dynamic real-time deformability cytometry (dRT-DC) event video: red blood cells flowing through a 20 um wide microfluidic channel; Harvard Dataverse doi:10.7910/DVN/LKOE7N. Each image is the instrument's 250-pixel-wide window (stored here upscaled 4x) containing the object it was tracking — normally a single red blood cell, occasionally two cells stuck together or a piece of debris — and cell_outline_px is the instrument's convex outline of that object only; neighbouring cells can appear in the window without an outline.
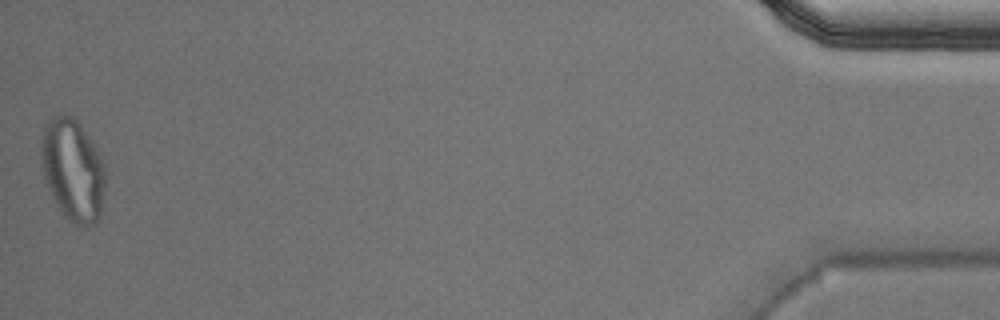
{"species": "Egyptian fruit bat (a non-hibernating species)", "species_latin": "Rousettus aegyptiacus", "temperature_condition": "warm", "stored_images_in_passage": 48, "segment_of_instrument_passage": [2, 2], "camera_frame_rate_fps": 3000, "um_per_image_px": 0.085, "animal": {"sex": "male"}, "frame": {"image": 1, "passage_image": 48, "time_ms": 15.667, "image_size_px": [1000, 320], "cell_outline_px": [[104, 188], [100, 216], [96, 224], [84, 228], [76, 228], [64, 216], [56, 204], [48, 188], [44, 176], [40, 152], [40, 140], [44, 128], [48, 120], [52, 116], [72, 116], [80, 124], [92, 144], [104, 168]], "centroid_in_image_um": [6.16, 14.52], "position_along_channel_um": 429.0, "area_um2": 37.97}}